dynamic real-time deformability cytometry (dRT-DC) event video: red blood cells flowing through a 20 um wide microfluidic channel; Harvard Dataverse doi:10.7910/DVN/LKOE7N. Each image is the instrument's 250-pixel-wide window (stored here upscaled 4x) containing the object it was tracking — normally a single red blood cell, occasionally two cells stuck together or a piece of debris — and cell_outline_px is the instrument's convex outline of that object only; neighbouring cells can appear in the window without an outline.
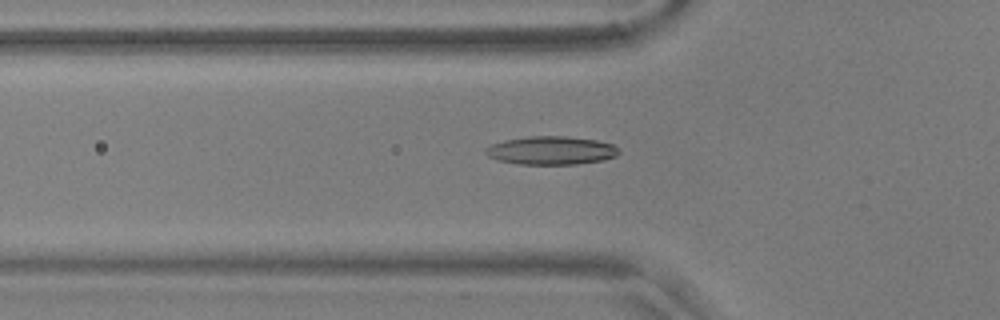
{"species": "common noctule bat (a hibernating species)", "species_latin": "Nyctalus noctula", "temperature_condition": "warm", "stored_images_in_passage": 53, "camera_frame_rate_fps": 3000, "um_per_image_px": 0.085, "animal": {"sex": "male", "body_mass_g": 17.9, "forearm_length_mm": 54.2}, "frame": {"image": 1, "passage_image": 17, "time_ms": 5.333, "image_size_px": [1000, 320], "cell_outline_px": [[620, 152], [616, 156], [604, 160], [576, 164], [520, 164], [500, 160], [488, 156], [484, 152], [492, 144], [504, 140], [528, 136], [568, 136], [596, 140], [612, 144]], "centroid_in_image_um": [46.87, 12.78], "position_along_channel_um": 78.9, "area_um2": 21.85}}
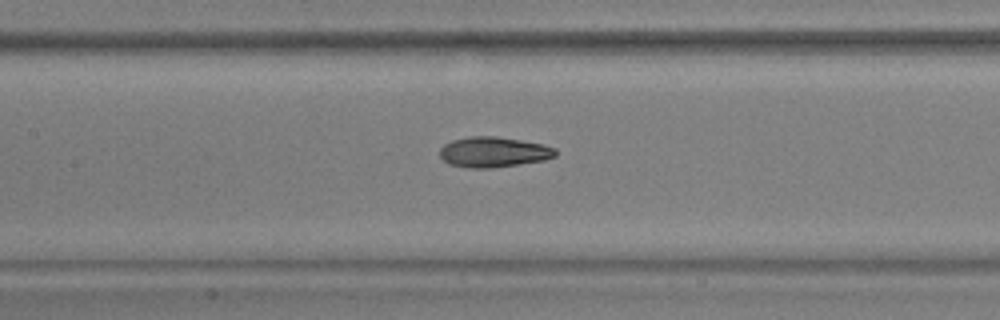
{"frame": {"image": 2, "passage_image": 24, "time_ms": 7.667, "image_size_px": [1000, 320], "cell_outline_px": [[556, 156], [544, 160], [492, 168], [468, 168], [448, 164], [440, 156], [440, 148], [444, 144], [452, 140], [468, 136], [496, 136], [544, 144], [556, 148]], "centroid_in_image_um": [41.94, 12.92], "position_along_channel_um": 165.5, "area_um2": 20.58}}
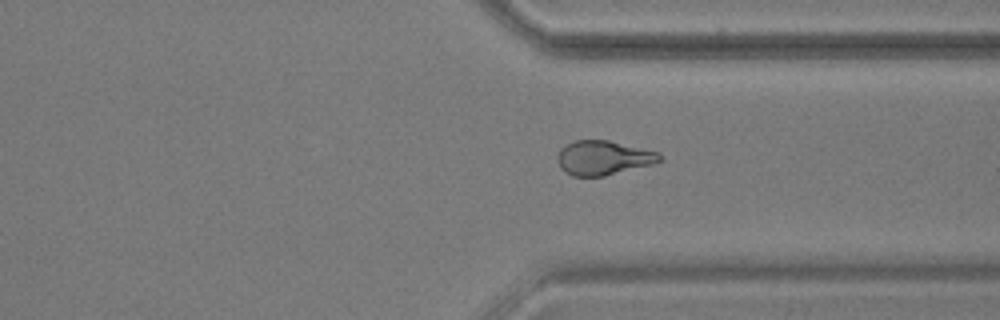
{"frame": {"image": 3, "passage_image": 40, "time_ms": 13.0, "image_size_px": [1000, 320], "cell_outline_px": [[664, 160], [652, 164], [604, 176], [572, 176], [564, 172], [560, 168], [556, 156], [560, 148], [576, 140], [608, 140], [660, 152]], "centroid_in_image_um": [51.28, 13.41], "position_along_channel_um": 360.1, "area_um2": 20.58}, "authors_computed_cell_mechanics": {"area_um2": 20.519, "velocity_mm_per_s": 3.6546, "shape_relaxation_time_tau1_ms": 7.5552, "shape_relaxation_time_tau2_ms": 2.8933, "deformation_change_tau1": 0.1932, "deformation_change_tau2": 0.1039}}